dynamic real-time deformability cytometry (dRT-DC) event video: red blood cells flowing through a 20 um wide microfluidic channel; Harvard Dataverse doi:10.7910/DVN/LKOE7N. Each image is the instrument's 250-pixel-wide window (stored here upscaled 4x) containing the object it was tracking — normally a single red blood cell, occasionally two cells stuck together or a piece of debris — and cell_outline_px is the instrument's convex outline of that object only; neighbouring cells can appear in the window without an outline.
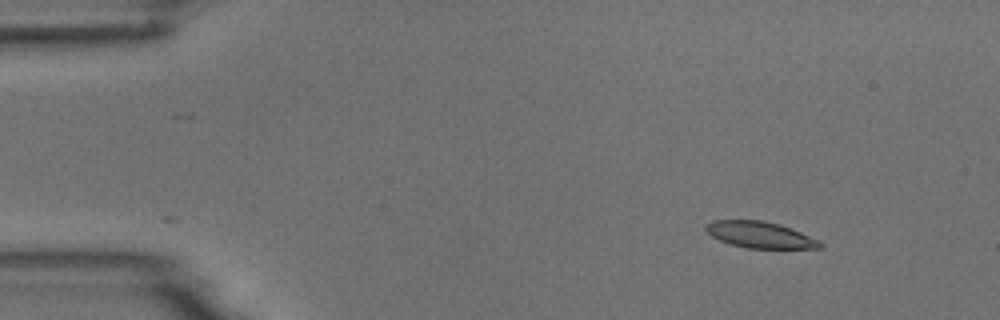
{"species": "common noctule bat (a hibernating species)", "species_latin": "Nyctalus noctula", "temperature_condition": "room temperature", "stored_images_in_passage": 4, "camera_frame_rate_fps": 3000, "um_per_image_px": 0.085, "animal": {"sex": "male", "body_mass_g": 18.8}, "frame": {"image": 1, "passage_image": 1, "time_ms": 0.0, "image_size_px": [1000, 320], "cell_outline_px": [[824, 244], [820, 248], [748, 248], [732, 244], [720, 240], [712, 236], [704, 228], [704, 224], [712, 220], [764, 220], [780, 224], [800, 232]], "centroid_in_image_um": [64.55, 19.94], "position_along_channel_um": 20.4, "area_um2": 17.34}}
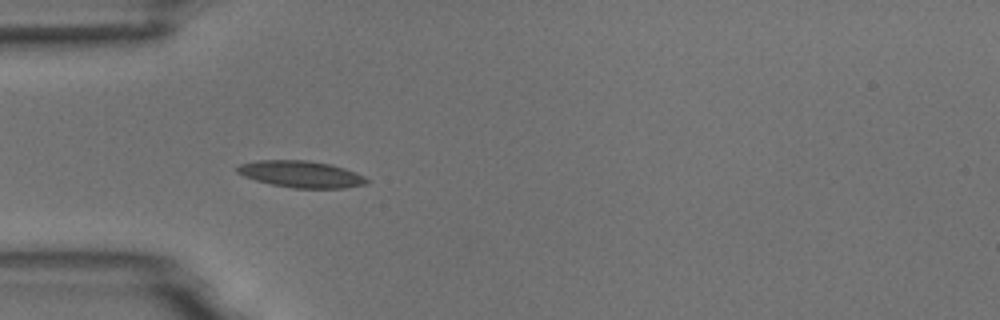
{"frame": {"image": 2, "passage_image": 4, "time_ms": 3.333, "image_size_px": [1000, 320], "cell_outline_px": [[368, 180], [364, 184], [344, 188], [292, 188], [272, 184], [256, 180], [244, 176], [236, 172], [236, 168], [240, 164], [256, 160], [308, 160], [332, 164], [356, 172], [364, 176]], "centroid_in_image_um": [25.57, 14.79], "position_along_channel_um": 59.4, "area_um2": 20.11}}